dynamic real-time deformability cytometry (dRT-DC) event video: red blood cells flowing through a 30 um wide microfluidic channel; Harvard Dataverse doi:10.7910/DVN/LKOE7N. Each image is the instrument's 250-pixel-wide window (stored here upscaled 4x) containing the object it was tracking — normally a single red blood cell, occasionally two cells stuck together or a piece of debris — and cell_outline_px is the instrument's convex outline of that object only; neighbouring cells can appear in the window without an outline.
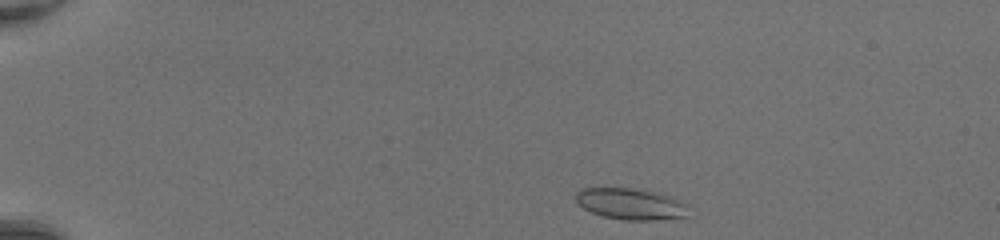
{"species": "common noctule bat (a hibernating species)", "species_latin": "Nyctalus noctula", "temperature_condition": "room temperature", "stored_images_in_passage": 40, "camera_frame_rate_fps": 3000, "um_per_image_px": 0.085, "animal": {"sex": "female", "body_mass_g": 20.0, "forearm_length_mm": 54.0}, "frame": {"image": 1, "passage_image": 1, "time_ms": 0.0, "image_size_px": [1000, 240], "cell_outline_px": [[688, 204], [684, 216], [652, 220], [624, 220], [604, 216], [592, 212], [584, 208], [576, 200], [576, 192], [580, 188], [632, 188], [672, 196]], "centroid_in_image_um": [53.58, 17.32], "position_along_channel_um": 31.4, "area_um2": 20.23}}
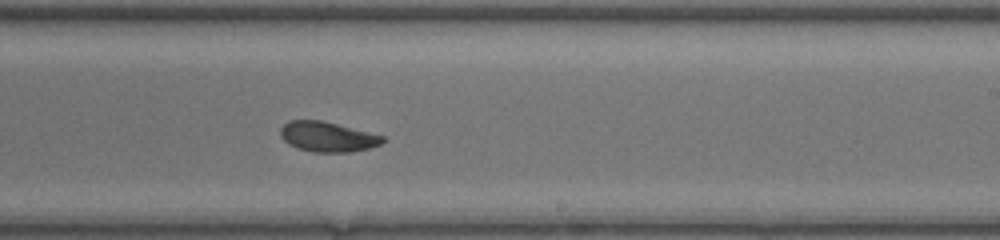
{"frame": {"image": 2, "passage_image": 23, "time_ms": 7.333, "image_size_px": [1000, 240], "cell_outline_px": [[388, 140], [380, 144], [368, 148], [348, 152], [312, 152], [296, 148], [288, 144], [280, 136], [280, 128], [288, 120], [320, 120], [384, 136]], "centroid_in_image_um": [27.81, 11.63], "position_along_channel_um": 261.2, "area_um2": 17.86}}
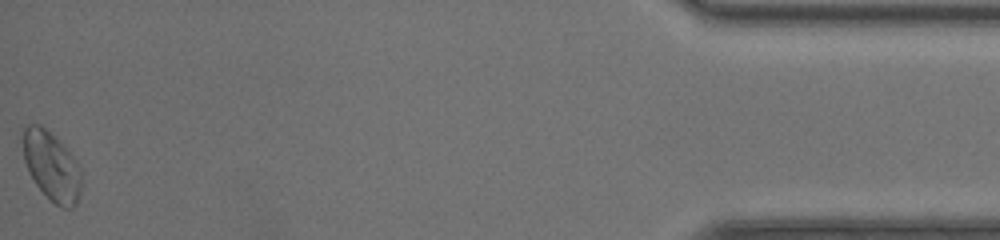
{"frame": {"image": 3, "passage_image": 40, "time_ms": 13.0, "image_size_px": [1000, 240], "cell_outline_px": [[80, 192], [76, 204], [72, 208], [60, 208], [36, 184], [28, 172], [24, 160], [20, 140], [20, 128], [28, 124], [40, 124], [56, 136], [60, 140], [72, 156], [80, 168]], "centroid_in_image_um": [4.31, 14.04], "position_along_channel_um": 430.9, "area_um2": 23.87}, "authors_computed_cell_mechanics": {"area_um2": 18.8139, "velocity_mm_per_s": 4.403, "shape_relaxation_time_tau1_ms": 4.8542, "shape_relaxation_time_tau2_ms": 1.6803, "deformation_change_tau1": 0.1124, "deformation_change_tau2": 0.0575}}